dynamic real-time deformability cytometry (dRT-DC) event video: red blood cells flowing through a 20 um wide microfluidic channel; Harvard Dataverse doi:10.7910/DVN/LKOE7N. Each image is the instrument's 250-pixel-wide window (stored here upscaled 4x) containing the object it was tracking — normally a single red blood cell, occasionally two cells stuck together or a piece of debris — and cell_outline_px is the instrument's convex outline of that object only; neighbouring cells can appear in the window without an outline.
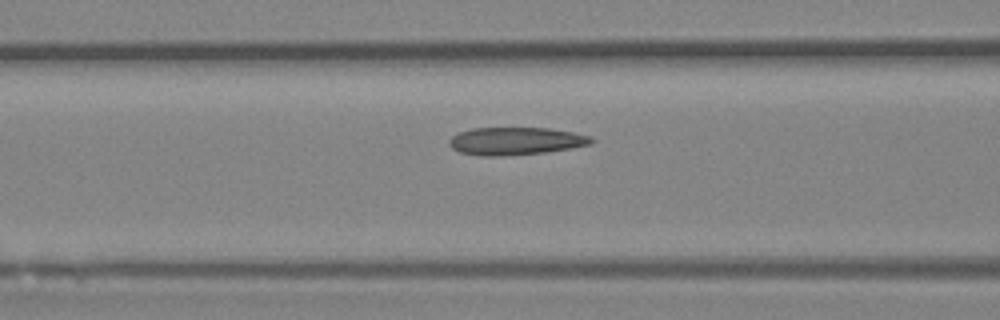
{"species": "Egyptian fruit bat (a non-hibernating species)", "species_latin": "Rousettus aegyptiacus", "temperature_condition": "room temperature", "stored_images_in_passage": 7, "camera_frame_rate_fps": 3000, "um_per_image_px": 0.085, "animal": {"sex": "female"}, "frame": {"image": 1, "passage_image": 5, "time_ms": 1.333, "image_size_px": [1000, 320], "cell_outline_px": [[596, 140], [592, 144], [572, 148], [544, 152], [500, 156], [480, 156], [460, 152], [452, 148], [448, 144], [448, 140], [456, 132], [472, 128], [548, 128], [572, 132], [592, 136]], "centroid_in_image_um": [43.82, 11.98], "position_along_channel_um": 122.8, "area_um2": 23.12}}